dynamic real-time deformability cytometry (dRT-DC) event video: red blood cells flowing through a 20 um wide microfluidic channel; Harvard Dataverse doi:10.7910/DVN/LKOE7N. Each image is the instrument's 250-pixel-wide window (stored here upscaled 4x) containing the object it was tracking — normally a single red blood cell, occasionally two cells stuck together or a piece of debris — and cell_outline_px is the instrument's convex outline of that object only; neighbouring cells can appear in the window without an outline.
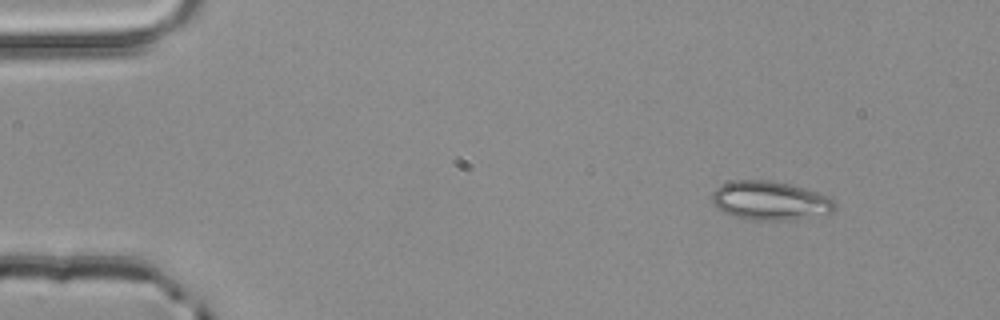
{"species": "common noctule bat (a hibernating species)", "species_latin": "Nyctalus noctula", "temperature_condition": "room temperature", "stored_images_in_passage": 3, "camera_frame_rate_fps": 3000, "um_per_image_px": 0.085, "animal": {"sex": "male", "body_mass_g": 20.4}, "frame": {"image": 1, "passage_image": 1, "time_ms": 0.0, "image_size_px": [1000, 320], "cell_outline_px": [[836, 208], [832, 212], [788, 220], [756, 220], [736, 216], [724, 212], [712, 204], [712, 192], [720, 184], [736, 180], [772, 180], [792, 184], [828, 196], [836, 200]], "centroid_in_image_um": [65.45, 17.03], "position_along_channel_um": 19.5, "area_um2": 27.8}}
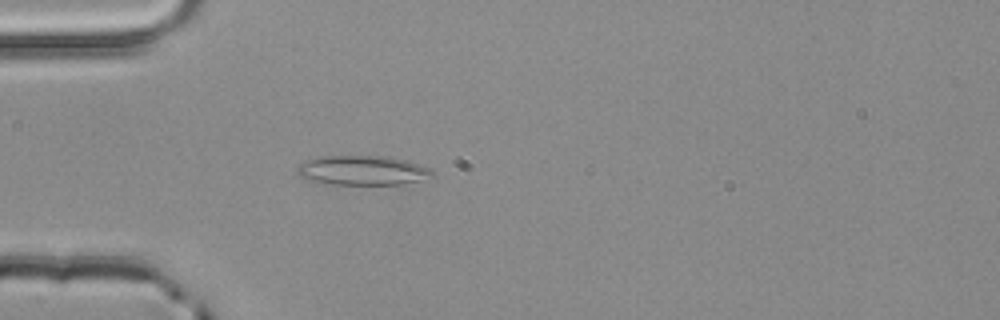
{"frame": {"image": 2, "passage_image": 3, "time_ms": 0.667, "image_size_px": [1000, 320], "cell_outline_px": [[432, 176], [420, 180], [404, 184], [332, 184], [300, 176], [296, 172], [296, 168], [300, 164], [308, 160], [320, 156], [388, 156], [408, 160], [432, 168]], "centroid_in_image_um": [30.87, 14.46], "position_along_channel_um": 54.1, "area_um2": 23.06}}